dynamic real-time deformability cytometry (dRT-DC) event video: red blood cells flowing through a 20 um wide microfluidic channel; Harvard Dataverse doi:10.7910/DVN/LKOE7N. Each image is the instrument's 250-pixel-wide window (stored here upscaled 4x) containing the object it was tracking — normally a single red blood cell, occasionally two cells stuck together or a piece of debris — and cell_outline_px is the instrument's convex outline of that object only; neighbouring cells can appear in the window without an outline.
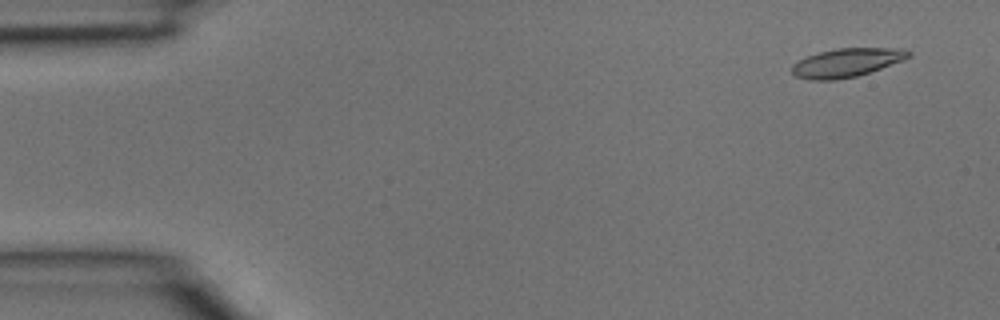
{"species": "common noctule bat (a hibernating species)", "species_latin": "Nyctalus noctula", "temperature_condition": "room temperature", "stored_images_in_passage": 41, "camera_frame_rate_fps": 3000, "um_per_image_px": 0.085, "animal": {"sex": "male", "body_mass_g": 15.6}, "frame": {"image": 1, "passage_image": 3, "time_ms": 0.667, "image_size_px": [1000, 320], "cell_outline_px": [[912, 56], [904, 60], [856, 76], [836, 80], [808, 80], [796, 76], [792, 72], [792, 64], [808, 56], [820, 52], [836, 48], [904, 48], [912, 52]], "centroid_in_image_um": [71.99, 5.32], "position_along_channel_um": 13.0, "area_um2": 19.42}}
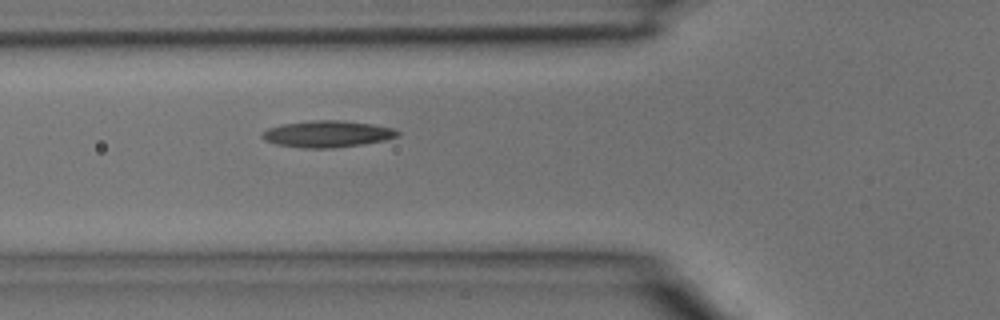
{"frame": {"image": 2, "passage_image": 15, "time_ms": 4.667, "image_size_px": [1000, 320], "cell_outline_px": [[400, 136], [384, 140], [364, 144], [332, 148], [304, 148], [276, 144], [264, 140], [260, 136], [268, 128], [280, 124], [312, 120], [344, 120], [372, 124], [396, 128], [400, 132]], "centroid_in_image_um": [27.85, 11.38], "position_along_channel_um": 97.9, "area_um2": 21.21}}
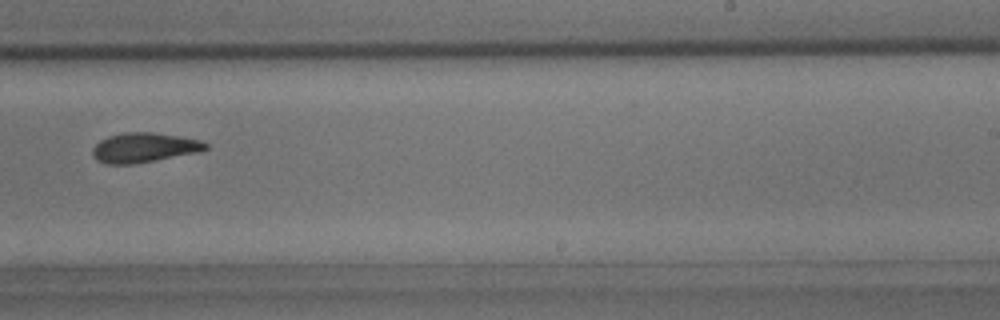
{"frame": {"image": 3, "passage_image": 26, "time_ms": 8.333, "image_size_px": [1000, 320], "cell_outline_px": [[208, 148], [196, 152], [132, 164], [104, 164], [96, 160], [92, 156], [92, 148], [100, 140], [108, 136], [124, 132], [152, 132], [180, 136], [200, 140], [208, 144]], "centroid_in_image_um": [12.18, 12.54], "position_along_channel_um": 276.8, "area_um2": 19.42}}